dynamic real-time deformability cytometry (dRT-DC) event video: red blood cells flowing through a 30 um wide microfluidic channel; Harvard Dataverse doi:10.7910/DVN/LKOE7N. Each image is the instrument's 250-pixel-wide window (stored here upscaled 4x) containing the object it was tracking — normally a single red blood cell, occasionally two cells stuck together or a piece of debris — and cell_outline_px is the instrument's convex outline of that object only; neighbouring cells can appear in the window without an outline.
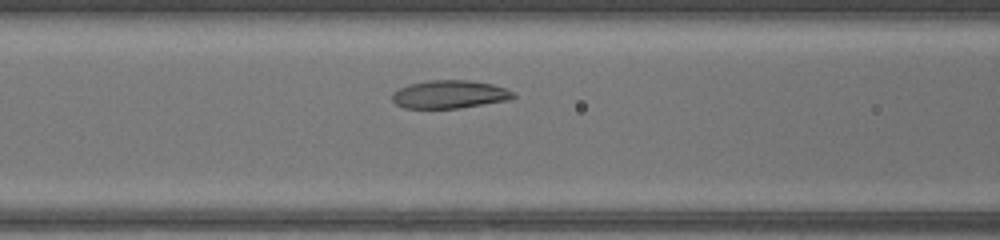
{"species": "common noctule bat (a hibernating species)", "species_latin": "Nyctalus noctula", "temperature_condition": "warm", "stored_images_in_passage": 38, "camera_frame_rate_fps": 3000, "um_per_image_px": 0.085, "animal": {"sex": "female", "body_mass_g": 17.0, "forearm_length_mm": 48.0}, "frame": {"image": 1, "passage_image": 10, "time_ms": 3.0, "image_size_px": [1000, 240], "cell_outline_px": [[516, 96], [512, 100], [460, 108], [404, 108], [396, 104], [392, 100], [392, 92], [408, 84], [428, 80], [468, 80], [492, 84], [508, 88], [516, 92]], "centroid_in_image_um": [38.27, 8.02], "position_along_channel_um": 128.3, "area_um2": 20.17}}
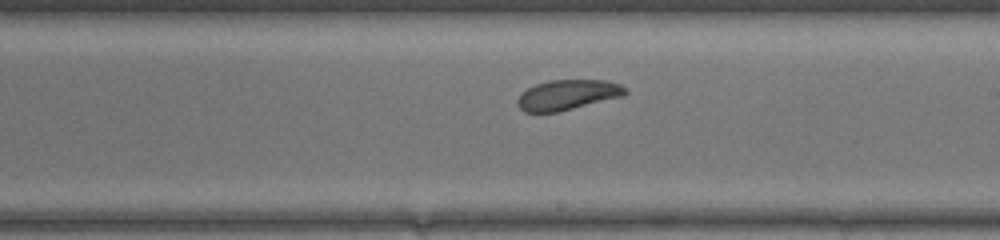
{"frame": {"image": 2, "passage_image": 18, "time_ms": 5.667, "image_size_px": [1000, 240], "cell_outline_px": [[628, 92], [624, 96], [556, 112], [524, 112], [520, 108], [516, 100], [528, 88], [536, 84], [548, 80], [604, 80], [620, 84], [628, 88]], "centroid_in_image_um": [48.28, 8.05], "position_along_channel_um": 240.7, "area_um2": 18.84}}
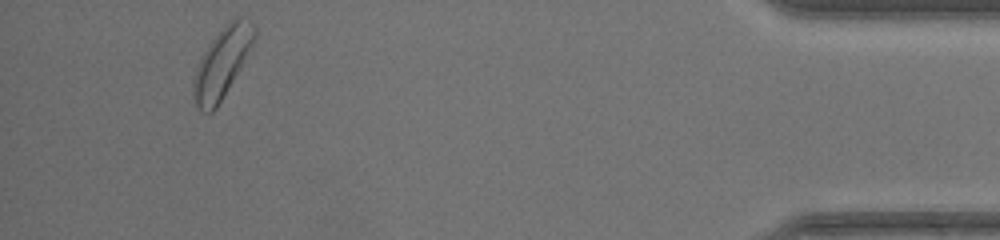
{"frame": {"image": 3, "passage_image": 35, "time_ms": 11.333, "image_size_px": [1000, 240], "cell_outline_px": [[256, 40], [252, 48], [216, 108], [212, 112], [200, 112], [192, 100], [192, 84], [196, 68], [208, 44], [236, 16], [240, 16], [252, 20], [256, 24]], "centroid_in_image_um": [18.89, 5.34], "position_along_channel_um": 416.3, "area_um2": 24.8}, "authors_computed_cell_mechanics": {"area_um2": 20.3745, "velocity_mm_per_s": 4.2282, "shape_relaxation_time_tau1_ms": 2.4346, "shape_relaxation_time_tau2_ms": 2.2807, "deformation_change_tau1": 0.0877, "deformation_change_tau2": 0.0783}}